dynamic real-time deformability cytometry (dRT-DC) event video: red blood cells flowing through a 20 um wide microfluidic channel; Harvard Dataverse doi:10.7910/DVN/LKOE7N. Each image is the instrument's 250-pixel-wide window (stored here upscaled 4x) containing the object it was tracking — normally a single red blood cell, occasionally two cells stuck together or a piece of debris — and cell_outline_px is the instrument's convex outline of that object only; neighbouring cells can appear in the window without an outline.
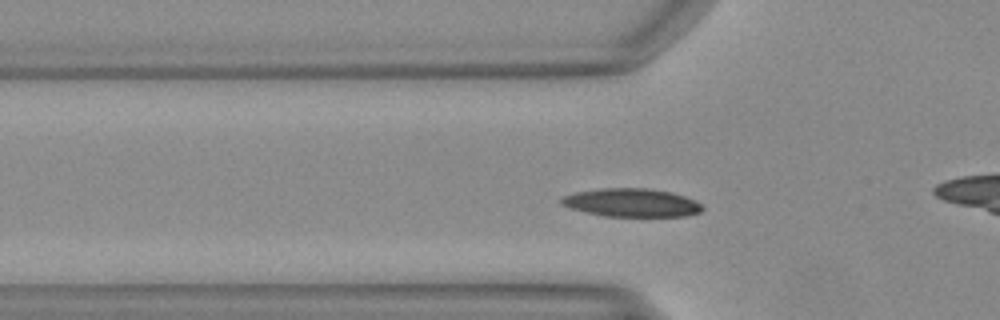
{"species": "Egyptian fruit bat (a non-hibernating species)", "species_latin": "Rousettus aegyptiacus", "temperature_condition": "warm", "stored_images_in_passage": 46, "camera_frame_rate_fps": 3000, "um_per_image_px": 0.085, "animal": {"sex": "female"}, "frame": {"image": 1, "passage_image": 12, "time_ms": 3.667, "image_size_px": [1000, 320], "cell_outline_px": [[704, 208], [700, 212], [688, 216], [604, 216], [572, 208], [560, 204], [560, 200], [564, 196], [576, 192], [600, 188], [648, 188], [672, 192], [684, 196], [700, 204]], "centroid_in_image_um": [53.69, 17.22], "position_along_channel_um": 72.1, "area_um2": 23.06}}
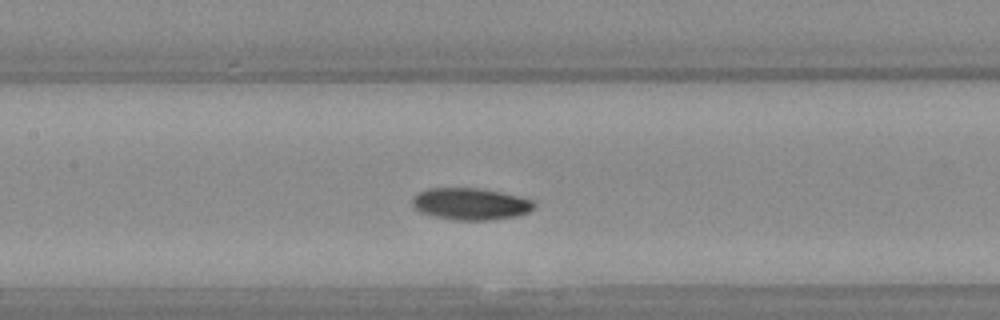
{"frame": {"image": 2, "passage_image": 19, "time_ms": 6.0, "image_size_px": [1000, 320], "cell_outline_px": [[536, 208], [520, 216], [488, 220], [456, 220], [432, 216], [420, 212], [412, 204], [412, 200], [416, 192], [428, 188], [476, 188], [500, 192], [520, 196], [532, 200], [536, 204]], "centroid_in_image_um": [40.01, 17.33], "position_along_channel_um": 167.4, "area_um2": 22.83}}
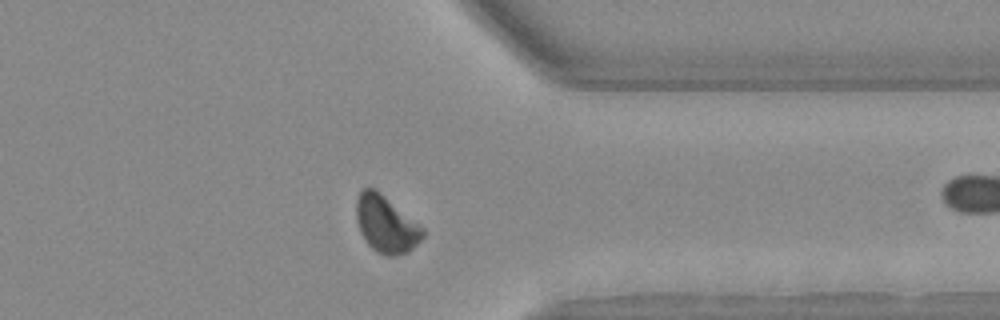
{"frame": {"image": 3, "passage_image": 35, "time_ms": 11.333, "image_size_px": [1000, 320], "cell_outline_px": [[424, 236], [408, 252], [396, 256], [384, 256], [376, 252], [364, 240], [360, 232], [356, 220], [356, 200], [360, 192], [364, 188], [376, 188], [424, 228]], "centroid_in_image_um": [32.79, 19.06], "position_along_channel_um": 378.6, "area_um2": 22.2}}